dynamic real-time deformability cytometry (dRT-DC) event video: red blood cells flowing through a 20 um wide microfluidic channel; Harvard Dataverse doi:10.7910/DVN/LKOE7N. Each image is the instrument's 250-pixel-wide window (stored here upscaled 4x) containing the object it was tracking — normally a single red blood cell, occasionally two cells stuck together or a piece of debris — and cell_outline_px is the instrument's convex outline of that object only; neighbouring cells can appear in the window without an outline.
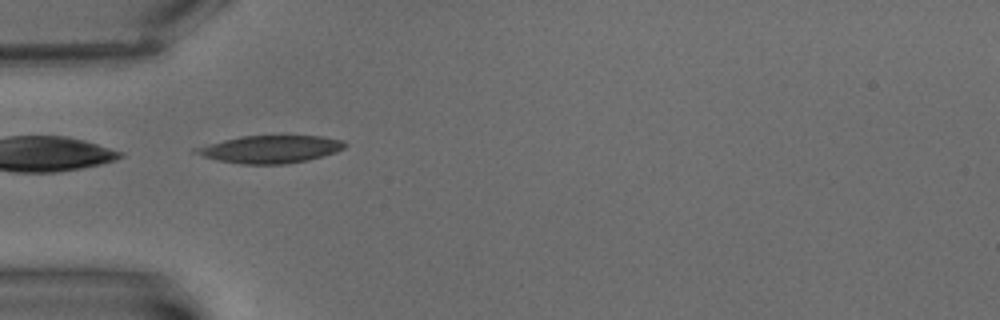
{"species": "common noctule bat (a hibernating species)", "species_latin": "Nyctalus noctula", "temperature_condition": "warm", "stored_images_in_passage": 3, "camera_frame_rate_fps": 3000, "um_per_image_px": 0.085, "animal": {"sex": "male", "body_mass_g": 15.6}, "frame": {"image": 1, "passage_image": 2, "time_ms": 2.0, "image_size_px": [1000, 320], "cell_outline_px": [[348, 144], [344, 148], [336, 152], [324, 156], [308, 160], [284, 164], [240, 164], [220, 160], [204, 156], [192, 152], [192, 148], [240, 136], [324, 136], [344, 140]], "centroid_in_image_um": [23.02, 12.68], "position_along_channel_um": 62.0, "area_um2": 23.93}}